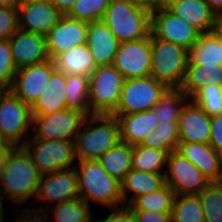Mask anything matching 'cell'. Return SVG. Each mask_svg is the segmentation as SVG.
Masks as SVG:
<instances>
[{
  "label": "cell",
  "mask_w": 222,
  "mask_h": 222,
  "mask_svg": "<svg viewBox=\"0 0 222 222\" xmlns=\"http://www.w3.org/2000/svg\"><path fill=\"white\" fill-rule=\"evenodd\" d=\"M188 58L180 90L189 99L207 84L222 86V44L211 33L199 35Z\"/></svg>",
  "instance_id": "6da1fadb"
},
{
  "label": "cell",
  "mask_w": 222,
  "mask_h": 222,
  "mask_svg": "<svg viewBox=\"0 0 222 222\" xmlns=\"http://www.w3.org/2000/svg\"><path fill=\"white\" fill-rule=\"evenodd\" d=\"M41 175L26 149L13 147L0 179V208H4L3 199L11 200L15 206L22 205L31 197L35 200Z\"/></svg>",
  "instance_id": "7a4b0ae2"
},
{
  "label": "cell",
  "mask_w": 222,
  "mask_h": 222,
  "mask_svg": "<svg viewBox=\"0 0 222 222\" xmlns=\"http://www.w3.org/2000/svg\"><path fill=\"white\" fill-rule=\"evenodd\" d=\"M74 141L77 160H97L121 141L119 122L113 115L87 116Z\"/></svg>",
  "instance_id": "3957f363"
},
{
  "label": "cell",
  "mask_w": 222,
  "mask_h": 222,
  "mask_svg": "<svg viewBox=\"0 0 222 222\" xmlns=\"http://www.w3.org/2000/svg\"><path fill=\"white\" fill-rule=\"evenodd\" d=\"M102 21L120 43L151 34V9L132 0H110Z\"/></svg>",
  "instance_id": "277c9868"
},
{
  "label": "cell",
  "mask_w": 222,
  "mask_h": 222,
  "mask_svg": "<svg viewBox=\"0 0 222 222\" xmlns=\"http://www.w3.org/2000/svg\"><path fill=\"white\" fill-rule=\"evenodd\" d=\"M75 170L80 198L114 208L123 205L120 181L109 175L97 160H78Z\"/></svg>",
  "instance_id": "5b68a950"
},
{
  "label": "cell",
  "mask_w": 222,
  "mask_h": 222,
  "mask_svg": "<svg viewBox=\"0 0 222 222\" xmlns=\"http://www.w3.org/2000/svg\"><path fill=\"white\" fill-rule=\"evenodd\" d=\"M150 75L167 88H180L188 65V50L150 34Z\"/></svg>",
  "instance_id": "8992f818"
},
{
  "label": "cell",
  "mask_w": 222,
  "mask_h": 222,
  "mask_svg": "<svg viewBox=\"0 0 222 222\" xmlns=\"http://www.w3.org/2000/svg\"><path fill=\"white\" fill-rule=\"evenodd\" d=\"M124 81L112 64L97 66L89 76L90 112L111 115L119 104Z\"/></svg>",
  "instance_id": "52a82bcc"
},
{
  "label": "cell",
  "mask_w": 222,
  "mask_h": 222,
  "mask_svg": "<svg viewBox=\"0 0 222 222\" xmlns=\"http://www.w3.org/2000/svg\"><path fill=\"white\" fill-rule=\"evenodd\" d=\"M23 147L41 174L75 166L74 140H43L29 137Z\"/></svg>",
  "instance_id": "ba28073f"
},
{
  "label": "cell",
  "mask_w": 222,
  "mask_h": 222,
  "mask_svg": "<svg viewBox=\"0 0 222 222\" xmlns=\"http://www.w3.org/2000/svg\"><path fill=\"white\" fill-rule=\"evenodd\" d=\"M32 124L31 106L7 89L0 97V132L12 146H23Z\"/></svg>",
  "instance_id": "9c48e42d"
},
{
  "label": "cell",
  "mask_w": 222,
  "mask_h": 222,
  "mask_svg": "<svg viewBox=\"0 0 222 222\" xmlns=\"http://www.w3.org/2000/svg\"><path fill=\"white\" fill-rule=\"evenodd\" d=\"M168 88L151 75L124 81L121 97L112 114H130L151 110Z\"/></svg>",
  "instance_id": "30bf717a"
},
{
  "label": "cell",
  "mask_w": 222,
  "mask_h": 222,
  "mask_svg": "<svg viewBox=\"0 0 222 222\" xmlns=\"http://www.w3.org/2000/svg\"><path fill=\"white\" fill-rule=\"evenodd\" d=\"M33 134L43 140H75L86 115L80 111L65 108L51 114H32Z\"/></svg>",
  "instance_id": "8fae6325"
},
{
  "label": "cell",
  "mask_w": 222,
  "mask_h": 222,
  "mask_svg": "<svg viewBox=\"0 0 222 222\" xmlns=\"http://www.w3.org/2000/svg\"><path fill=\"white\" fill-rule=\"evenodd\" d=\"M166 167L165 184L176 195H196L211 182L193 163L176 150L168 153Z\"/></svg>",
  "instance_id": "7c38bea8"
},
{
  "label": "cell",
  "mask_w": 222,
  "mask_h": 222,
  "mask_svg": "<svg viewBox=\"0 0 222 222\" xmlns=\"http://www.w3.org/2000/svg\"><path fill=\"white\" fill-rule=\"evenodd\" d=\"M151 34L186 50L197 42L200 33L167 7L151 9Z\"/></svg>",
  "instance_id": "4fadbf2b"
},
{
  "label": "cell",
  "mask_w": 222,
  "mask_h": 222,
  "mask_svg": "<svg viewBox=\"0 0 222 222\" xmlns=\"http://www.w3.org/2000/svg\"><path fill=\"white\" fill-rule=\"evenodd\" d=\"M77 197H80V193L75 166L42 174L35 201L46 203L34 209L47 212L52 203L58 204Z\"/></svg>",
  "instance_id": "5bb4252c"
},
{
  "label": "cell",
  "mask_w": 222,
  "mask_h": 222,
  "mask_svg": "<svg viewBox=\"0 0 222 222\" xmlns=\"http://www.w3.org/2000/svg\"><path fill=\"white\" fill-rule=\"evenodd\" d=\"M112 65L125 80L150 76V36L137 41L120 43Z\"/></svg>",
  "instance_id": "9a60e30c"
},
{
  "label": "cell",
  "mask_w": 222,
  "mask_h": 222,
  "mask_svg": "<svg viewBox=\"0 0 222 222\" xmlns=\"http://www.w3.org/2000/svg\"><path fill=\"white\" fill-rule=\"evenodd\" d=\"M55 69L52 59L19 68L9 90L24 103L32 106L46 89L50 75Z\"/></svg>",
  "instance_id": "2e32d148"
},
{
  "label": "cell",
  "mask_w": 222,
  "mask_h": 222,
  "mask_svg": "<svg viewBox=\"0 0 222 222\" xmlns=\"http://www.w3.org/2000/svg\"><path fill=\"white\" fill-rule=\"evenodd\" d=\"M88 24L62 15L57 24L45 35L49 58L53 60L72 47L86 44Z\"/></svg>",
  "instance_id": "e0dca14e"
},
{
  "label": "cell",
  "mask_w": 222,
  "mask_h": 222,
  "mask_svg": "<svg viewBox=\"0 0 222 222\" xmlns=\"http://www.w3.org/2000/svg\"><path fill=\"white\" fill-rule=\"evenodd\" d=\"M9 42L17 69L50 59L44 34L18 29Z\"/></svg>",
  "instance_id": "ac0fdd59"
},
{
  "label": "cell",
  "mask_w": 222,
  "mask_h": 222,
  "mask_svg": "<svg viewBox=\"0 0 222 222\" xmlns=\"http://www.w3.org/2000/svg\"><path fill=\"white\" fill-rule=\"evenodd\" d=\"M18 7L19 29L46 35L62 14L51 0L35 1Z\"/></svg>",
  "instance_id": "d6986e66"
},
{
  "label": "cell",
  "mask_w": 222,
  "mask_h": 222,
  "mask_svg": "<svg viewBox=\"0 0 222 222\" xmlns=\"http://www.w3.org/2000/svg\"><path fill=\"white\" fill-rule=\"evenodd\" d=\"M210 119L206 112L189 99L182 107L178 120L179 142L209 144Z\"/></svg>",
  "instance_id": "ffe728a7"
},
{
  "label": "cell",
  "mask_w": 222,
  "mask_h": 222,
  "mask_svg": "<svg viewBox=\"0 0 222 222\" xmlns=\"http://www.w3.org/2000/svg\"><path fill=\"white\" fill-rule=\"evenodd\" d=\"M176 151L193 163L211 182L222 181V155L209 144L179 142Z\"/></svg>",
  "instance_id": "44dd1931"
},
{
  "label": "cell",
  "mask_w": 222,
  "mask_h": 222,
  "mask_svg": "<svg viewBox=\"0 0 222 222\" xmlns=\"http://www.w3.org/2000/svg\"><path fill=\"white\" fill-rule=\"evenodd\" d=\"M87 46L90 48L97 66L113 64L120 42L102 21L88 24Z\"/></svg>",
  "instance_id": "7402d4cb"
},
{
  "label": "cell",
  "mask_w": 222,
  "mask_h": 222,
  "mask_svg": "<svg viewBox=\"0 0 222 222\" xmlns=\"http://www.w3.org/2000/svg\"><path fill=\"white\" fill-rule=\"evenodd\" d=\"M111 115L115 116L119 122L121 141L131 146L141 144L145 136L159 123L152 110Z\"/></svg>",
  "instance_id": "603a6c76"
},
{
  "label": "cell",
  "mask_w": 222,
  "mask_h": 222,
  "mask_svg": "<svg viewBox=\"0 0 222 222\" xmlns=\"http://www.w3.org/2000/svg\"><path fill=\"white\" fill-rule=\"evenodd\" d=\"M166 7L200 34L211 33L215 14L205 0H172Z\"/></svg>",
  "instance_id": "cb8c5ba5"
},
{
  "label": "cell",
  "mask_w": 222,
  "mask_h": 222,
  "mask_svg": "<svg viewBox=\"0 0 222 222\" xmlns=\"http://www.w3.org/2000/svg\"><path fill=\"white\" fill-rule=\"evenodd\" d=\"M66 74L55 69L48 81L46 89L31 106L32 114H51L67 108Z\"/></svg>",
  "instance_id": "d4e9b609"
},
{
  "label": "cell",
  "mask_w": 222,
  "mask_h": 222,
  "mask_svg": "<svg viewBox=\"0 0 222 222\" xmlns=\"http://www.w3.org/2000/svg\"><path fill=\"white\" fill-rule=\"evenodd\" d=\"M123 205H130L137 197L159 190L165 185L164 173H151L131 169L120 182ZM133 192L130 198L128 193ZM128 200V202H127Z\"/></svg>",
  "instance_id": "484cf974"
},
{
  "label": "cell",
  "mask_w": 222,
  "mask_h": 222,
  "mask_svg": "<svg viewBox=\"0 0 222 222\" xmlns=\"http://www.w3.org/2000/svg\"><path fill=\"white\" fill-rule=\"evenodd\" d=\"M56 69L71 75L90 76L97 65L87 44H81L60 53L54 59Z\"/></svg>",
  "instance_id": "4316f807"
},
{
  "label": "cell",
  "mask_w": 222,
  "mask_h": 222,
  "mask_svg": "<svg viewBox=\"0 0 222 222\" xmlns=\"http://www.w3.org/2000/svg\"><path fill=\"white\" fill-rule=\"evenodd\" d=\"M97 161L109 175L121 182L132 169V146L120 141L100 156Z\"/></svg>",
  "instance_id": "83f0119b"
},
{
  "label": "cell",
  "mask_w": 222,
  "mask_h": 222,
  "mask_svg": "<svg viewBox=\"0 0 222 222\" xmlns=\"http://www.w3.org/2000/svg\"><path fill=\"white\" fill-rule=\"evenodd\" d=\"M67 108L80 111L86 116L93 115L89 106V77L85 75H66Z\"/></svg>",
  "instance_id": "f1b7e54d"
},
{
  "label": "cell",
  "mask_w": 222,
  "mask_h": 222,
  "mask_svg": "<svg viewBox=\"0 0 222 222\" xmlns=\"http://www.w3.org/2000/svg\"><path fill=\"white\" fill-rule=\"evenodd\" d=\"M168 152L144 145L132 146V169L151 173H164Z\"/></svg>",
  "instance_id": "f546056e"
},
{
  "label": "cell",
  "mask_w": 222,
  "mask_h": 222,
  "mask_svg": "<svg viewBox=\"0 0 222 222\" xmlns=\"http://www.w3.org/2000/svg\"><path fill=\"white\" fill-rule=\"evenodd\" d=\"M188 100L180 88H168L151 110L159 122H178L182 107Z\"/></svg>",
  "instance_id": "4dcf8cb0"
},
{
  "label": "cell",
  "mask_w": 222,
  "mask_h": 222,
  "mask_svg": "<svg viewBox=\"0 0 222 222\" xmlns=\"http://www.w3.org/2000/svg\"><path fill=\"white\" fill-rule=\"evenodd\" d=\"M90 209V205L77 197L58 203L51 210H53L54 222H93L91 217L93 212ZM45 214L47 222H50L48 220L49 212H45Z\"/></svg>",
  "instance_id": "1f68e13d"
},
{
  "label": "cell",
  "mask_w": 222,
  "mask_h": 222,
  "mask_svg": "<svg viewBox=\"0 0 222 222\" xmlns=\"http://www.w3.org/2000/svg\"><path fill=\"white\" fill-rule=\"evenodd\" d=\"M175 196V192L165 184L157 191L137 197L128 206L132 210L171 212Z\"/></svg>",
  "instance_id": "d6a6232c"
},
{
  "label": "cell",
  "mask_w": 222,
  "mask_h": 222,
  "mask_svg": "<svg viewBox=\"0 0 222 222\" xmlns=\"http://www.w3.org/2000/svg\"><path fill=\"white\" fill-rule=\"evenodd\" d=\"M196 195L201 203L204 222H222V181L210 182Z\"/></svg>",
  "instance_id": "836d02e7"
},
{
  "label": "cell",
  "mask_w": 222,
  "mask_h": 222,
  "mask_svg": "<svg viewBox=\"0 0 222 222\" xmlns=\"http://www.w3.org/2000/svg\"><path fill=\"white\" fill-rule=\"evenodd\" d=\"M172 222H204L197 195H176L171 211Z\"/></svg>",
  "instance_id": "e575fe53"
},
{
  "label": "cell",
  "mask_w": 222,
  "mask_h": 222,
  "mask_svg": "<svg viewBox=\"0 0 222 222\" xmlns=\"http://www.w3.org/2000/svg\"><path fill=\"white\" fill-rule=\"evenodd\" d=\"M110 0H77L68 17L91 23L102 20Z\"/></svg>",
  "instance_id": "d590c367"
},
{
  "label": "cell",
  "mask_w": 222,
  "mask_h": 222,
  "mask_svg": "<svg viewBox=\"0 0 222 222\" xmlns=\"http://www.w3.org/2000/svg\"><path fill=\"white\" fill-rule=\"evenodd\" d=\"M191 100L210 117L222 114V86L220 85H205Z\"/></svg>",
  "instance_id": "8d00e7d4"
},
{
  "label": "cell",
  "mask_w": 222,
  "mask_h": 222,
  "mask_svg": "<svg viewBox=\"0 0 222 222\" xmlns=\"http://www.w3.org/2000/svg\"><path fill=\"white\" fill-rule=\"evenodd\" d=\"M16 71L9 40L0 41V84L9 89Z\"/></svg>",
  "instance_id": "74e56055"
},
{
  "label": "cell",
  "mask_w": 222,
  "mask_h": 222,
  "mask_svg": "<svg viewBox=\"0 0 222 222\" xmlns=\"http://www.w3.org/2000/svg\"><path fill=\"white\" fill-rule=\"evenodd\" d=\"M18 29V7L0 6V41L9 40Z\"/></svg>",
  "instance_id": "f35d334b"
},
{
  "label": "cell",
  "mask_w": 222,
  "mask_h": 222,
  "mask_svg": "<svg viewBox=\"0 0 222 222\" xmlns=\"http://www.w3.org/2000/svg\"><path fill=\"white\" fill-rule=\"evenodd\" d=\"M159 137V149L170 151L177 150L179 144L178 122H159L156 126Z\"/></svg>",
  "instance_id": "ab89813d"
},
{
  "label": "cell",
  "mask_w": 222,
  "mask_h": 222,
  "mask_svg": "<svg viewBox=\"0 0 222 222\" xmlns=\"http://www.w3.org/2000/svg\"><path fill=\"white\" fill-rule=\"evenodd\" d=\"M209 145L222 155V114L211 116Z\"/></svg>",
  "instance_id": "60d3db41"
},
{
  "label": "cell",
  "mask_w": 222,
  "mask_h": 222,
  "mask_svg": "<svg viewBox=\"0 0 222 222\" xmlns=\"http://www.w3.org/2000/svg\"><path fill=\"white\" fill-rule=\"evenodd\" d=\"M111 213L105 218L95 220L96 222H136L132 209L128 205L110 208Z\"/></svg>",
  "instance_id": "b9f144b4"
},
{
  "label": "cell",
  "mask_w": 222,
  "mask_h": 222,
  "mask_svg": "<svg viewBox=\"0 0 222 222\" xmlns=\"http://www.w3.org/2000/svg\"><path fill=\"white\" fill-rule=\"evenodd\" d=\"M136 222H172L171 212L132 210Z\"/></svg>",
  "instance_id": "7bdbcfd3"
},
{
  "label": "cell",
  "mask_w": 222,
  "mask_h": 222,
  "mask_svg": "<svg viewBox=\"0 0 222 222\" xmlns=\"http://www.w3.org/2000/svg\"><path fill=\"white\" fill-rule=\"evenodd\" d=\"M33 209V210H32ZM21 209L22 213L17 216L14 222H47L46 214L43 211L37 209ZM19 217V218H18ZM4 208L0 210V222H4Z\"/></svg>",
  "instance_id": "ee69618b"
},
{
  "label": "cell",
  "mask_w": 222,
  "mask_h": 222,
  "mask_svg": "<svg viewBox=\"0 0 222 222\" xmlns=\"http://www.w3.org/2000/svg\"><path fill=\"white\" fill-rule=\"evenodd\" d=\"M77 0H51V3L62 14L67 15Z\"/></svg>",
  "instance_id": "f6af8a7d"
},
{
  "label": "cell",
  "mask_w": 222,
  "mask_h": 222,
  "mask_svg": "<svg viewBox=\"0 0 222 222\" xmlns=\"http://www.w3.org/2000/svg\"><path fill=\"white\" fill-rule=\"evenodd\" d=\"M140 145H144L149 148H155L159 149V137H158V131L156 128H154L152 131H150L146 136L143 142Z\"/></svg>",
  "instance_id": "bcb514c9"
},
{
  "label": "cell",
  "mask_w": 222,
  "mask_h": 222,
  "mask_svg": "<svg viewBox=\"0 0 222 222\" xmlns=\"http://www.w3.org/2000/svg\"><path fill=\"white\" fill-rule=\"evenodd\" d=\"M211 34L222 44V14L215 15Z\"/></svg>",
  "instance_id": "7dc6e473"
},
{
  "label": "cell",
  "mask_w": 222,
  "mask_h": 222,
  "mask_svg": "<svg viewBox=\"0 0 222 222\" xmlns=\"http://www.w3.org/2000/svg\"><path fill=\"white\" fill-rule=\"evenodd\" d=\"M215 15L222 14V0H205Z\"/></svg>",
  "instance_id": "c3c4849f"
},
{
  "label": "cell",
  "mask_w": 222,
  "mask_h": 222,
  "mask_svg": "<svg viewBox=\"0 0 222 222\" xmlns=\"http://www.w3.org/2000/svg\"><path fill=\"white\" fill-rule=\"evenodd\" d=\"M10 151L11 150H0V179L6 167Z\"/></svg>",
  "instance_id": "681fc988"
},
{
  "label": "cell",
  "mask_w": 222,
  "mask_h": 222,
  "mask_svg": "<svg viewBox=\"0 0 222 222\" xmlns=\"http://www.w3.org/2000/svg\"><path fill=\"white\" fill-rule=\"evenodd\" d=\"M133 2L148 7L150 9L157 8V0H132Z\"/></svg>",
  "instance_id": "f907efd6"
},
{
  "label": "cell",
  "mask_w": 222,
  "mask_h": 222,
  "mask_svg": "<svg viewBox=\"0 0 222 222\" xmlns=\"http://www.w3.org/2000/svg\"><path fill=\"white\" fill-rule=\"evenodd\" d=\"M13 147L0 132V150H11Z\"/></svg>",
  "instance_id": "816d5d0a"
},
{
  "label": "cell",
  "mask_w": 222,
  "mask_h": 222,
  "mask_svg": "<svg viewBox=\"0 0 222 222\" xmlns=\"http://www.w3.org/2000/svg\"><path fill=\"white\" fill-rule=\"evenodd\" d=\"M0 6H17V0H0Z\"/></svg>",
  "instance_id": "f5cc1de1"
},
{
  "label": "cell",
  "mask_w": 222,
  "mask_h": 222,
  "mask_svg": "<svg viewBox=\"0 0 222 222\" xmlns=\"http://www.w3.org/2000/svg\"><path fill=\"white\" fill-rule=\"evenodd\" d=\"M172 0H157V7H166Z\"/></svg>",
  "instance_id": "db71d44e"
},
{
  "label": "cell",
  "mask_w": 222,
  "mask_h": 222,
  "mask_svg": "<svg viewBox=\"0 0 222 222\" xmlns=\"http://www.w3.org/2000/svg\"><path fill=\"white\" fill-rule=\"evenodd\" d=\"M35 1H41V0H17V6L33 3Z\"/></svg>",
  "instance_id": "11a10c76"
},
{
  "label": "cell",
  "mask_w": 222,
  "mask_h": 222,
  "mask_svg": "<svg viewBox=\"0 0 222 222\" xmlns=\"http://www.w3.org/2000/svg\"><path fill=\"white\" fill-rule=\"evenodd\" d=\"M6 90L7 88L3 86L2 84H0V97L5 93Z\"/></svg>",
  "instance_id": "9f6ffc18"
}]
</instances>
